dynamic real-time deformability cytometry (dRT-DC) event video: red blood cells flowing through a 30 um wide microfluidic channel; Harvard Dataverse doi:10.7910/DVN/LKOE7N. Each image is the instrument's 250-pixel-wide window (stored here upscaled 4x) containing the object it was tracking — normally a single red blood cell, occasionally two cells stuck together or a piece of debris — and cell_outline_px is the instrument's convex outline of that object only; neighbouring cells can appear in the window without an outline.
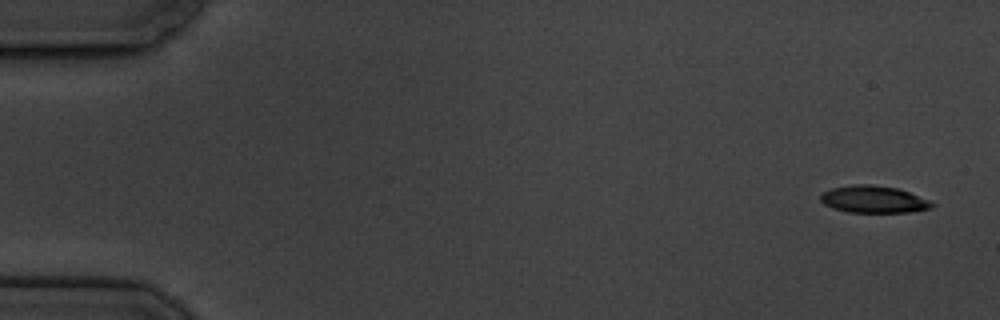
{"species": "common noctule bat (a hibernating species)", "species_latin": "Nyctalus noctula", "temperature_condition": "cold", "stored_images_in_passage": 9, "camera_frame_rate_fps": 3000, "um_per_image_px": 0.085, "animal": {"sex": "male", "body_mass_g": 19.5, "forearm_length_mm": 54.6}, "frame": {"image": 1, "passage_image": 1, "time_ms": 0.0, "image_size_px": [1000, 320], "cell_outline_px": [[936, 204], [932, 208], [908, 212], [848, 212], [832, 208], [824, 204], [820, 200], [820, 196], [824, 192], [832, 188], [852, 184], [872, 184], [896, 188], [908, 192], [928, 200]], "centroid_in_image_um": [74.23, 16.94], "position_along_channel_um": 10.8, "area_um2": 17.51}}
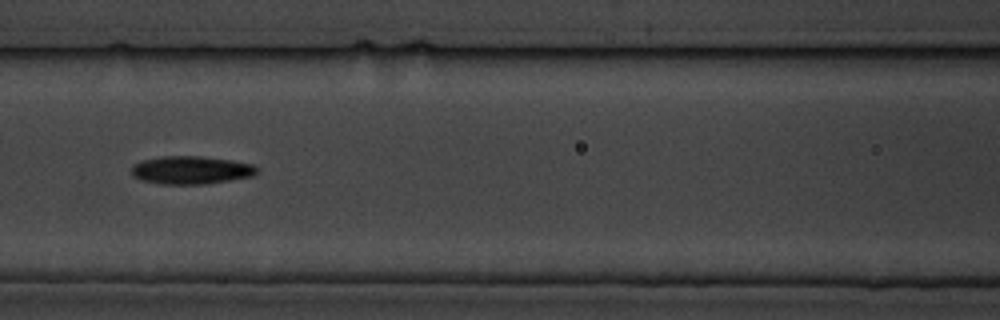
{"frame": {"image": 2, "passage_image": 7, "time_ms": 8.0, "image_size_px": [1000, 320], "cell_outline_px": [[260, 172], [252, 176], [204, 184], [160, 184], [140, 180], [132, 176], [132, 164], [144, 160], [160, 156], [200, 156], [232, 160], [252, 164], [260, 168]], "centroid_in_image_um": [16.24, 14.45], "position_along_channel_um": 150.4, "area_um2": 20.63}}
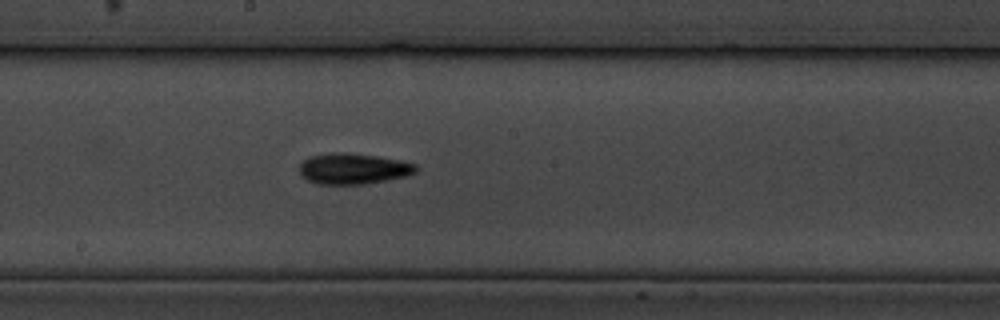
{"frame": {"image": 3, "passage_image": 9, "time_ms": 10.0, "image_size_px": [1000, 320], "cell_outline_px": [[420, 168], [416, 172], [408, 176], [388, 180], [364, 184], [316, 184], [300, 176], [300, 164], [308, 156], [332, 152], [348, 152], [376, 156], [400, 160], [416, 164]], "centroid_in_image_um": [30.04, 14.33], "position_along_channel_um": 218.2, "area_um2": 21.27}}